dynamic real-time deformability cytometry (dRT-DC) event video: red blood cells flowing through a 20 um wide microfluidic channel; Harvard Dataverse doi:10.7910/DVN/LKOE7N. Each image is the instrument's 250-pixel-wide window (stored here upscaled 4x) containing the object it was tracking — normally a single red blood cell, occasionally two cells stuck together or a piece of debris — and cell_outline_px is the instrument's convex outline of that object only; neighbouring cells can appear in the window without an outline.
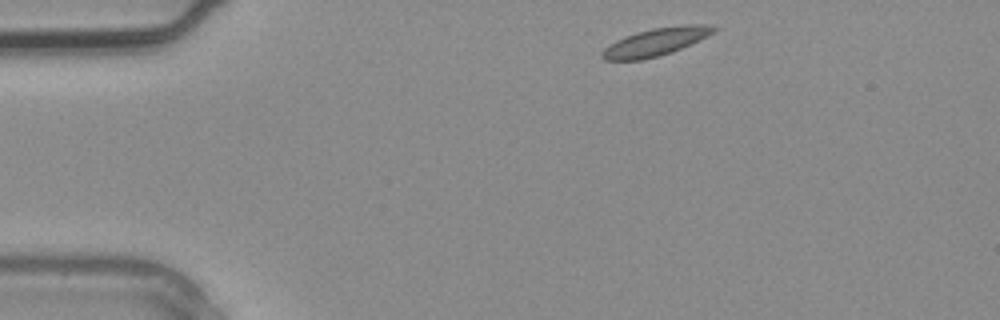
{"species": "common noctule bat (a hibernating species)", "species_latin": "Nyctalus noctula", "temperature_condition": "warm", "stored_images_in_passage": 2, "camera_frame_rate_fps": 3000, "um_per_image_px": 0.085, "animal": {"sex": "male", "body_mass_g": 20.4}, "frame": {"image": 1, "passage_image": 1, "time_ms": 0.0, "image_size_px": [1000, 320], "cell_outline_px": [[716, 28], [712, 32], [672, 52], [640, 60], [604, 60], [600, 56], [600, 52], [604, 48], [616, 40], [624, 36], [636, 32], [652, 28], [684, 24], [704, 24]], "centroid_in_image_um": [55.62, 3.56], "position_along_channel_um": 29.4, "area_um2": 17.63}}